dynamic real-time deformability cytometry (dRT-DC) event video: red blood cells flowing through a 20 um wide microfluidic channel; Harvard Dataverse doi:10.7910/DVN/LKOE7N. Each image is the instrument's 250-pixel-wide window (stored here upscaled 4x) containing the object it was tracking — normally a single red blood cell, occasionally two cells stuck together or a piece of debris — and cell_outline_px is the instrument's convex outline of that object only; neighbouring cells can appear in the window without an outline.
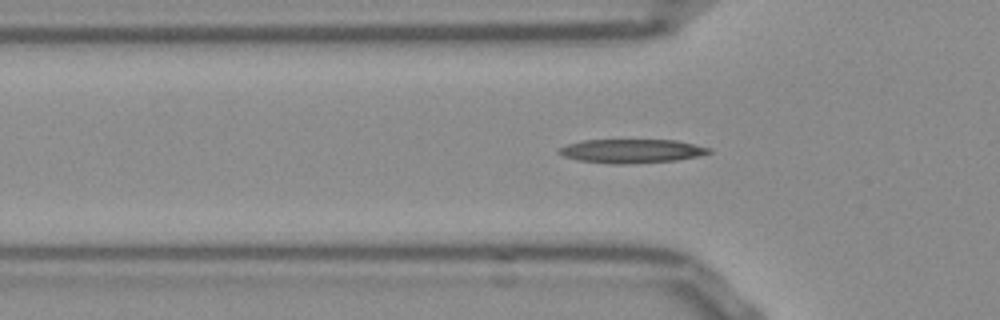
{"species": "Egyptian fruit bat (a non-hibernating species)", "species_latin": "Rousettus aegyptiacus", "temperature_condition": "room temperature", "stored_images_in_passage": 44, "camera_frame_rate_fps": 3000, "um_per_image_px": 0.085, "frame": {"image": 1, "passage_image": 15, "time_ms": 4.667, "image_size_px": [1000, 320], "cell_outline_px": [[712, 152], [700, 156], [676, 160], [628, 164], [612, 164], [580, 160], [564, 156], [556, 152], [560, 148], [568, 144], [584, 140], [676, 140], [712, 148]], "centroid_in_image_um": [53.73, 12.84], "position_along_channel_um": 72.1, "area_um2": 20.81}}
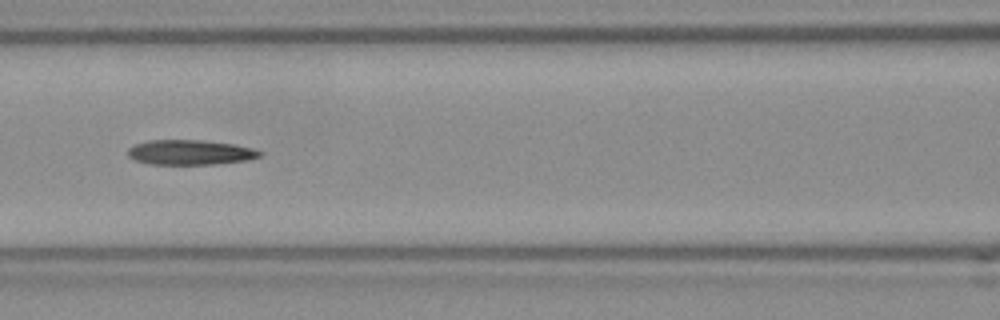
{"frame": {"image": 2, "passage_image": 21, "time_ms": 6.667, "image_size_px": [1000, 320], "cell_outline_px": [[264, 152], [260, 156], [244, 160], [216, 164], [148, 164], [136, 160], [128, 156], [128, 148], [136, 144], [148, 140], [200, 140], [232, 144], [252, 148]], "centroid_in_image_um": [16.14, 12.95], "position_along_channel_um": 150.5, "area_um2": 18.96}}
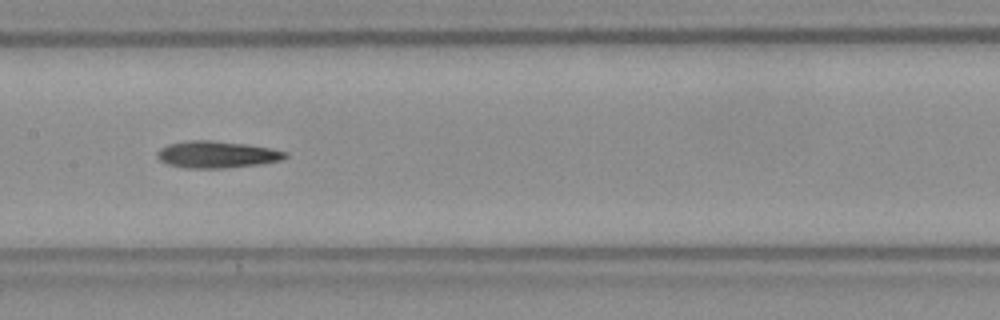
{"frame": {"image": 3, "passage_image": 24, "time_ms": 7.667, "image_size_px": [1000, 320], "cell_outline_px": [[288, 156], [280, 160], [264, 164], [224, 168], [184, 168], [168, 164], [160, 160], [156, 156], [156, 152], [160, 148], [168, 144], [188, 140], [212, 140], [248, 144], [272, 148], [288, 152]], "centroid_in_image_um": [18.45, 13.13], "position_along_channel_um": 189.0, "area_um2": 20.35}}